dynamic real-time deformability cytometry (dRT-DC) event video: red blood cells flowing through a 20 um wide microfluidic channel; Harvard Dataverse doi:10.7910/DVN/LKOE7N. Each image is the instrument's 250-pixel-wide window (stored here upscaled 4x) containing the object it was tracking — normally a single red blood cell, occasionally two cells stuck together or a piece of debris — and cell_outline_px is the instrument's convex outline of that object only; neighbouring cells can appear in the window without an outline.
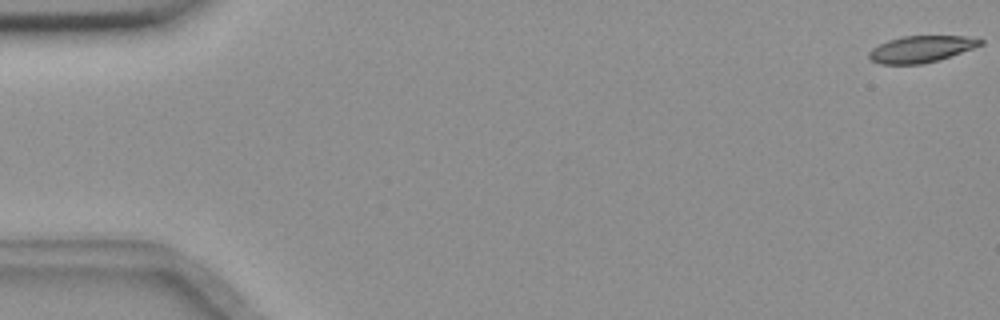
{"species": "common noctule bat (a hibernating species)", "species_latin": "Nyctalus noctula", "temperature_condition": "room temperature", "stored_images_in_passage": 10, "camera_frame_rate_fps": 3000, "um_per_image_px": 0.085, "animal": {"sex": "female", "body_mass_g": 18.4}, "frame": {"image": 1, "passage_image": 1, "time_ms": 0.0, "image_size_px": [1000, 320], "cell_outline_px": [[984, 44], [936, 60], [920, 64], [880, 64], [872, 60], [868, 56], [868, 52], [872, 48], [888, 40], [904, 36], [964, 36], [984, 40]], "centroid_in_image_um": [78.26, 4.16], "position_along_channel_um": 6.7, "area_um2": 16.94}}
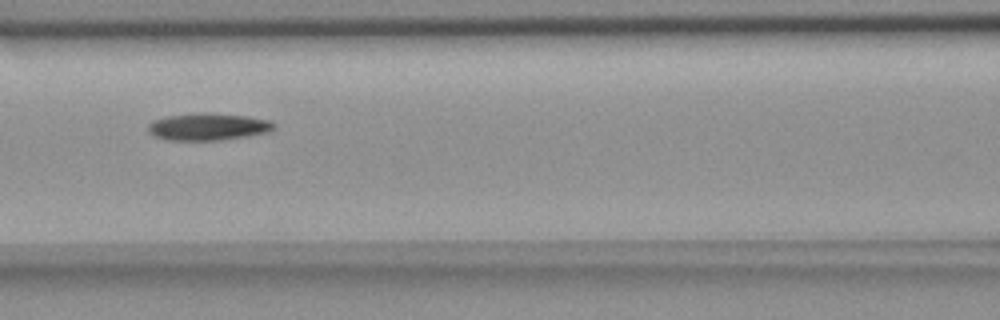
{"frame": {"image": 2, "passage_image": 7, "time_ms": 2.0, "image_size_px": [1000, 320], "cell_outline_px": [[276, 128], [268, 132], [248, 136], [220, 140], [168, 140], [152, 136], [148, 132], [148, 124], [152, 120], [168, 116], [196, 112], [204, 112], [248, 116], [268, 120], [276, 124]], "centroid_in_image_um": [17.67, 10.77], "position_along_channel_um": 148.9, "area_um2": 20.17}}
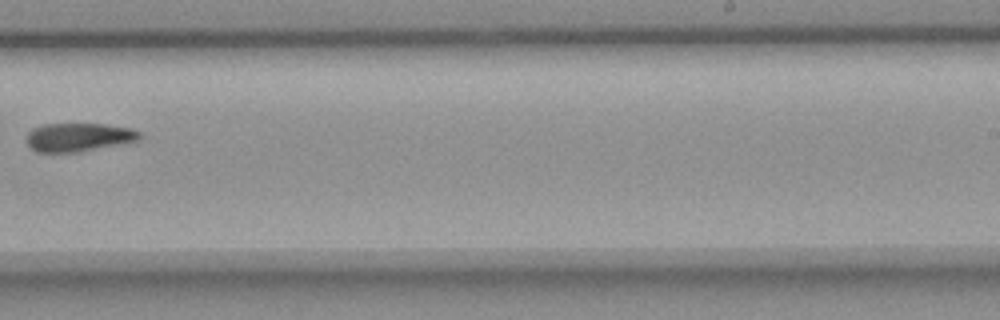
{"frame": {"image": 3, "passage_image": 10, "time_ms": 3.0, "image_size_px": [1000, 320], "cell_outline_px": [[140, 140], [124, 144], [80, 152], [36, 152], [28, 148], [24, 140], [24, 136], [32, 128], [44, 124], [104, 124], [132, 128], [140, 132]], "centroid_in_image_um": [6.63, 11.67], "position_along_channel_um": 282.4, "area_um2": 19.31}}